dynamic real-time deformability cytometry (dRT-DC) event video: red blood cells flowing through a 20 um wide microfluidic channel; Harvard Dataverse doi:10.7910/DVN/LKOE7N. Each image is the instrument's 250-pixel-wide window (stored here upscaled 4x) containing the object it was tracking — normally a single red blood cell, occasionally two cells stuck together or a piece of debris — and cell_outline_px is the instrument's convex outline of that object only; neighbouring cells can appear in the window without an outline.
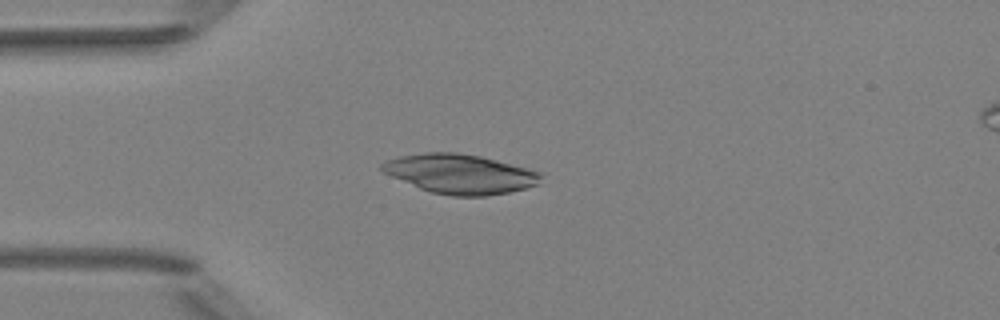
{"species": "Egyptian fruit bat (a non-hibernating species)", "species_latin": "Rousettus aegyptiacus", "temperature_condition": "room temperature", "stored_images_in_passage": 4, "camera_frame_rate_fps": 3000, "um_per_image_px": 0.085, "animal": {"sex": "female"}, "frame": {"image": 1, "passage_image": 3, "time_ms": 3.333, "image_size_px": [1000, 320], "cell_outline_px": [[544, 172], [536, 184], [524, 188], [508, 192], [488, 196], [452, 196], [432, 192], [420, 188], [392, 176], [384, 172], [380, 168], [380, 164], [388, 160], [400, 156], [424, 152], [456, 152], [480, 156]], "centroid_in_image_um": [39.11, 14.77], "position_along_channel_um": 45.9, "area_um2": 36.24}}